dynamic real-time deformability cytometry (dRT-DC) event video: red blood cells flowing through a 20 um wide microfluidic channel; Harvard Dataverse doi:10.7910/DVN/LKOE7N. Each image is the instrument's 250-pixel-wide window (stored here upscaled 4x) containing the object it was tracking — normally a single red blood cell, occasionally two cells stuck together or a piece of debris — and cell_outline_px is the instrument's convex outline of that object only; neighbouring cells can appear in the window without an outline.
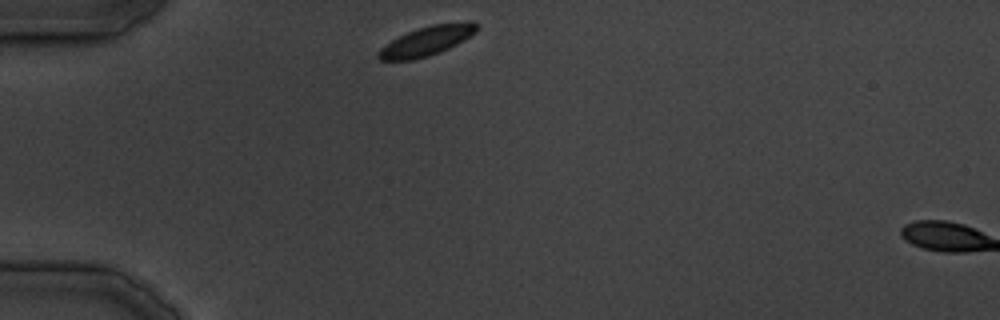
{"species": "common noctule bat (a hibernating species)", "species_latin": "Nyctalus noctula", "temperature_condition": "cold", "stored_images_in_passage": 2, "camera_frame_rate_fps": 3000, "um_per_image_px": 0.085, "animal": {"sex": "male", "body_mass_g": 19.5, "forearm_length_mm": 54.6}, "frame": {"image": 1, "passage_image": 1, "time_ms": 0.0, "image_size_px": [1000, 320], "cell_outline_px": [[476, 32], [464, 40], [440, 52], [428, 56], [412, 60], [380, 60], [376, 56], [376, 52], [384, 44], [408, 32], [432, 24], [468, 20], [472, 20], [476, 24]], "centroid_in_image_um": [36.27, 3.47], "position_along_channel_um": 48.7, "area_um2": 16.88}}